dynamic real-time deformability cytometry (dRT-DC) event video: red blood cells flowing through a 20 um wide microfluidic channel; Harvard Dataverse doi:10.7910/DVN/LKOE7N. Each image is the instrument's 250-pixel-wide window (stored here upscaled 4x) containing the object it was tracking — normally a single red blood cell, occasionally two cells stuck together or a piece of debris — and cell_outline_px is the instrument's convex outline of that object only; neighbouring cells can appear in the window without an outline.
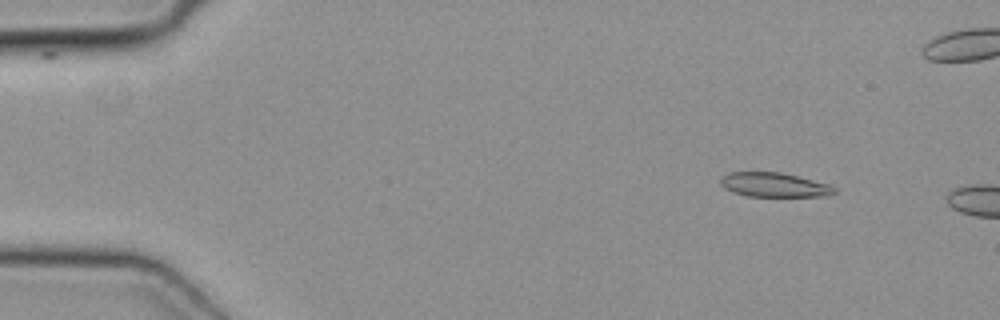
{"species": "common noctule bat (a hibernating species)", "species_latin": "Nyctalus noctula", "temperature_condition": "cold", "stored_images_in_passage": 10, "camera_frame_rate_fps": 3000, "um_per_image_px": 0.085, "animal": {"sex": "female", "body_mass_g": 19.3, "forearm_length_mm": 54.1}, "frame": {"image": 1, "passage_image": 6, "time_ms": 1.667, "image_size_px": [1000, 320], "cell_outline_px": [[836, 192], [824, 196], [748, 196], [732, 192], [724, 188], [720, 184], [720, 180], [728, 172], [780, 172], [828, 184], [836, 188]], "centroid_in_image_um": [65.77, 15.71], "position_along_channel_um": 19.2, "area_um2": 15.95}}